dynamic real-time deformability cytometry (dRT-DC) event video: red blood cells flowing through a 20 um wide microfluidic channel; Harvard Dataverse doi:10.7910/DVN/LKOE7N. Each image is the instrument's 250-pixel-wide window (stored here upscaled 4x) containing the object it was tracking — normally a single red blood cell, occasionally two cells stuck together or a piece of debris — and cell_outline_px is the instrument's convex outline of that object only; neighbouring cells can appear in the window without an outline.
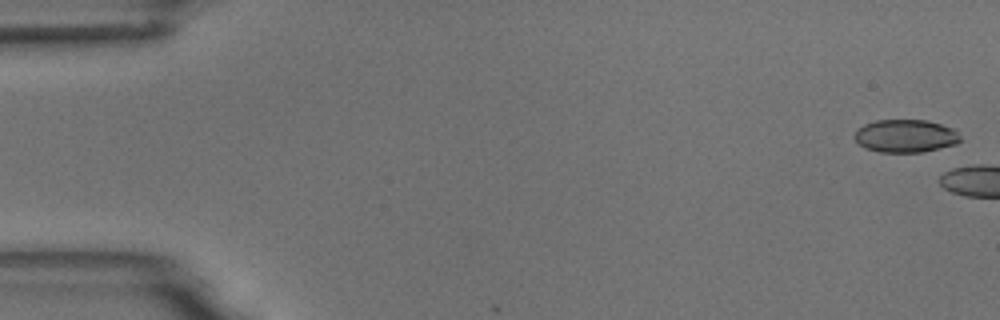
{"species": "common noctule bat (a hibernating species)", "species_latin": "Nyctalus noctula", "temperature_condition": "room temperature", "stored_images_in_passage": 6, "camera_frame_rate_fps": 3000, "um_per_image_px": 0.085, "animal": {"sex": "male", "body_mass_g": 18.8}, "frame": {"image": 1, "passage_image": 1, "time_ms": 0.0, "image_size_px": [1000, 320], "cell_outline_px": [[960, 140], [956, 144], [924, 152], [880, 152], [864, 148], [852, 136], [856, 128], [864, 124], [876, 120], [928, 120], [956, 128], [960, 136]], "centroid_in_image_um": [76.97, 11.55], "position_along_channel_um": 8.0, "area_um2": 20.63}}